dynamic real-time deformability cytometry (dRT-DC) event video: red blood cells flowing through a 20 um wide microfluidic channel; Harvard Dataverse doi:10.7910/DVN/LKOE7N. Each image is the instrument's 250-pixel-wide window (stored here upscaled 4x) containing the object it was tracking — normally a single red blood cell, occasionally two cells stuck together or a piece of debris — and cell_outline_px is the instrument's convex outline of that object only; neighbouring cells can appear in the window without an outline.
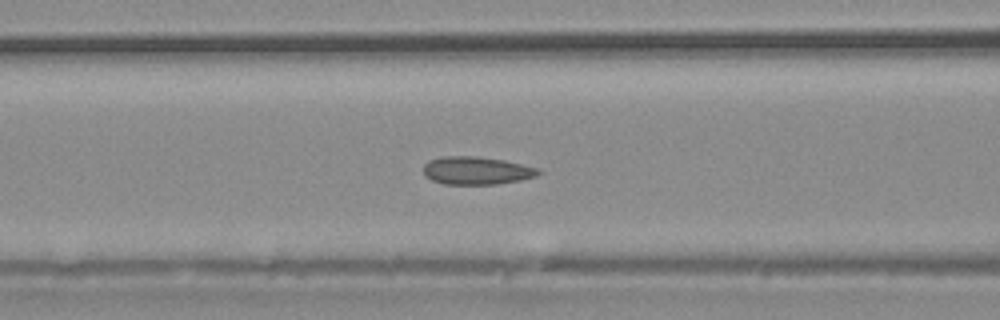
{"species": "common noctule bat (a hibernating species)", "species_latin": "Nyctalus noctula", "temperature_condition": "warm", "stored_images_in_passage": 38, "camera_frame_rate_fps": 3000, "um_per_image_px": 0.085, "animal": {"sex": "male", "body_mass_g": 20.4}, "frame": {"image": 1, "passage_image": 16, "time_ms": 5.0, "image_size_px": [1000, 320], "cell_outline_px": [[540, 172], [536, 176], [520, 180], [496, 184], [444, 184], [432, 180], [424, 176], [424, 164], [428, 160], [440, 156], [476, 156], [504, 160], [536, 168]], "centroid_in_image_um": [40.44, 14.49], "position_along_channel_um": 126.2, "area_um2": 18.61}}
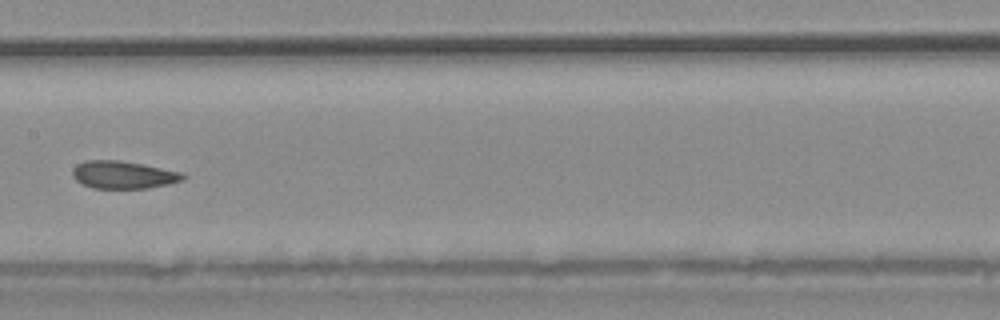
{"frame": {"image": 2, "passage_image": 20, "time_ms": 6.333, "image_size_px": [1000, 320], "cell_outline_px": [[188, 176], [184, 180], [168, 184], [148, 188], [92, 188], [76, 180], [72, 176], [72, 168], [76, 164], [84, 160], [120, 160], [184, 172]], "centroid_in_image_um": [10.5, 14.85], "position_along_channel_um": 196.9, "area_um2": 17.98}}
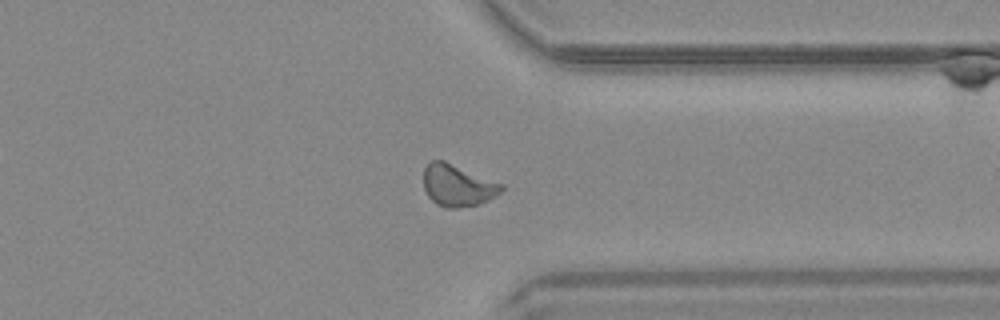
{"frame": {"image": 3, "passage_image": 30, "time_ms": 9.667, "image_size_px": [1000, 320], "cell_outline_px": [[504, 188], [500, 192], [488, 200], [476, 204], [456, 208], [444, 208], [436, 204], [428, 196], [424, 188], [424, 168], [432, 160], [444, 160], [504, 184]], "centroid_in_image_um": [38.89, 15.75], "position_along_channel_um": 372.5, "area_um2": 18.9}}